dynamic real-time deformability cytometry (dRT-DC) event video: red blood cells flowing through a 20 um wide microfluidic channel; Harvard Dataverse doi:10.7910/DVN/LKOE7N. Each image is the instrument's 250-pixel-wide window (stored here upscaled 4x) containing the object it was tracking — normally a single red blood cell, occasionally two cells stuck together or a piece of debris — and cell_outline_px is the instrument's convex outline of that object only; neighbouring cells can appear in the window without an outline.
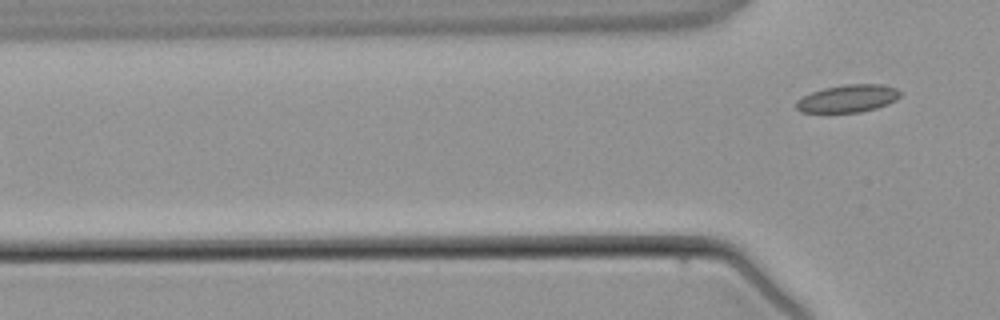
{"species": "common noctule bat (a hibernating species)", "species_latin": "Nyctalus noctula", "temperature_condition": "warm", "stored_images_in_passage": 4, "camera_frame_rate_fps": 3000, "um_per_image_px": 0.085, "animal": {"sex": "male", "body_mass_g": 21.5, "forearm_length_mm": 52.0}, "frame": {"image": 1, "passage_image": 4, "time_ms": 3.667, "image_size_px": [1000, 320], "cell_outline_px": [[900, 96], [896, 100], [888, 104], [876, 108], [860, 112], [800, 112], [796, 108], [796, 100], [812, 92], [824, 88], [844, 84], [884, 84], [896, 88], [900, 92]], "centroid_in_image_um": [72.08, 8.37], "position_along_channel_um": 53.7, "area_um2": 16.7}}